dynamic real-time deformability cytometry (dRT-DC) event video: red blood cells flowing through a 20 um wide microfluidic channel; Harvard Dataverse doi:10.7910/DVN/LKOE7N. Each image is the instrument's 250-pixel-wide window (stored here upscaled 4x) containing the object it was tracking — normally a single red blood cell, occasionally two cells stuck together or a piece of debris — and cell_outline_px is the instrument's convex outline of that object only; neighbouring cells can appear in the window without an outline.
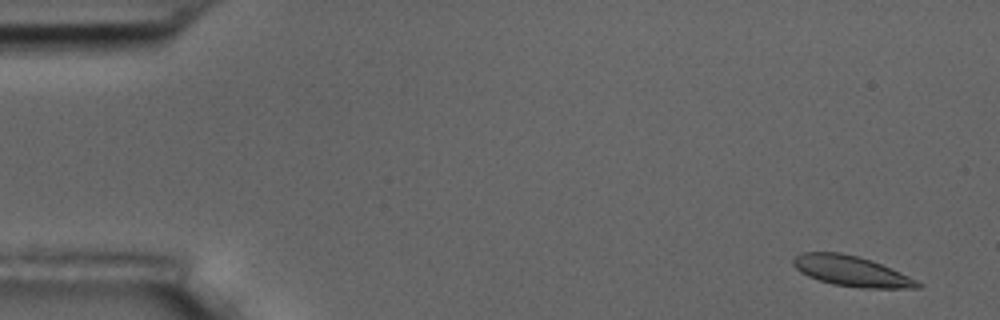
{"species": "common noctule bat (a hibernating species)", "species_latin": "Nyctalus noctula", "temperature_condition": "room temperature", "stored_images_in_passage": 4, "camera_frame_rate_fps": 3000, "um_per_image_px": 0.085, "animal": {"sex": "male", "body_mass_g": 17.5, "forearm_length_mm": 52.3}, "frame": {"image": 1, "passage_image": 1, "time_ms": 0.0, "image_size_px": [1000, 320], "cell_outline_px": [[924, 284], [920, 288], [860, 288], [832, 284], [808, 276], [800, 272], [792, 264], [792, 260], [796, 256], [804, 252], [840, 252], [872, 260], [900, 272]], "centroid_in_image_um": [72.38, 23.05], "position_along_channel_um": 12.6, "area_um2": 21.96}}
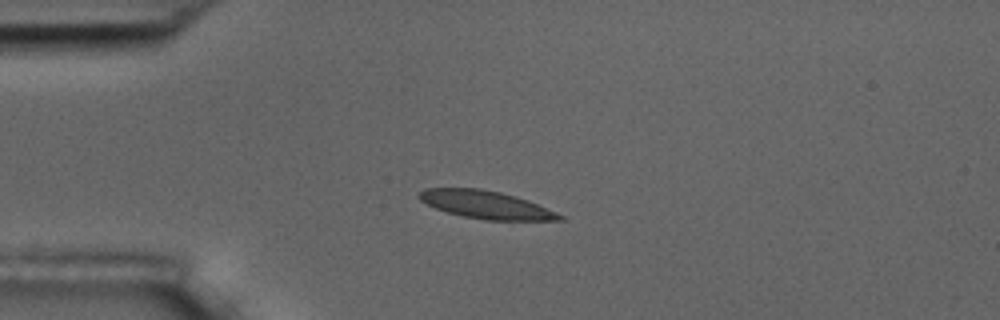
{"frame": {"image": 2, "passage_image": 4, "time_ms": 3.667, "image_size_px": [1000, 320], "cell_outline_px": [[564, 220], [484, 220], [464, 216], [448, 212], [436, 208], [420, 200], [416, 196], [424, 188], [480, 188], [500, 192], [528, 200], [556, 212], [564, 216]], "centroid_in_image_um": [41.3, 17.4], "position_along_channel_um": 43.7, "area_um2": 22.6}}